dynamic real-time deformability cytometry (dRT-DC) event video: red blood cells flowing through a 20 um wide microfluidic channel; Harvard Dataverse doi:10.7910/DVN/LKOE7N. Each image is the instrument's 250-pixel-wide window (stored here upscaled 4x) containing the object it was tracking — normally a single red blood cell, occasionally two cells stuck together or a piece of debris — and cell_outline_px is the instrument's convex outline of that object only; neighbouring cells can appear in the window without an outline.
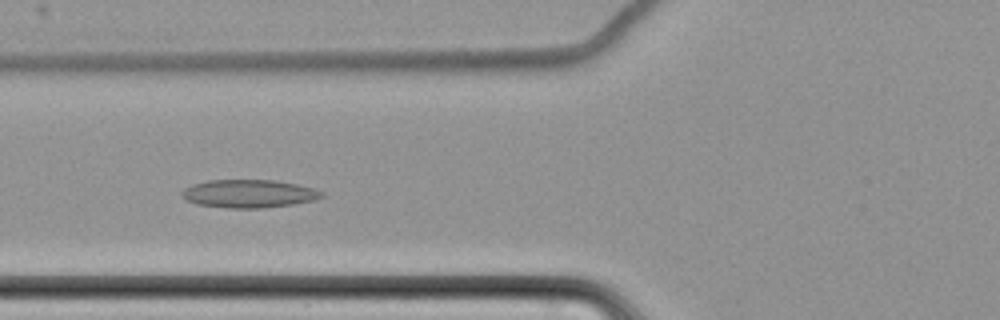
{"species": "common noctule bat (a hibernating species)", "species_latin": "Nyctalus noctula", "temperature_condition": "cold", "stored_images_in_passage": 8, "camera_frame_rate_fps": 3000, "um_per_image_px": 0.085, "animal": {"sex": "female", "body_mass_g": 22.7, "forearm_length_mm": 54.2}, "frame": {"image": 1, "passage_image": 7, "time_ms": 6.667, "image_size_px": [1000, 320], "cell_outline_px": [[324, 196], [312, 200], [292, 204], [260, 208], [228, 208], [196, 204], [184, 200], [180, 196], [180, 192], [184, 188], [192, 184], [208, 180], [276, 180], [296, 184], [312, 188], [324, 192]], "centroid_in_image_um": [21.08, 16.46], "position_along_channel_um": 104.7, "area_um2": 22.95}}
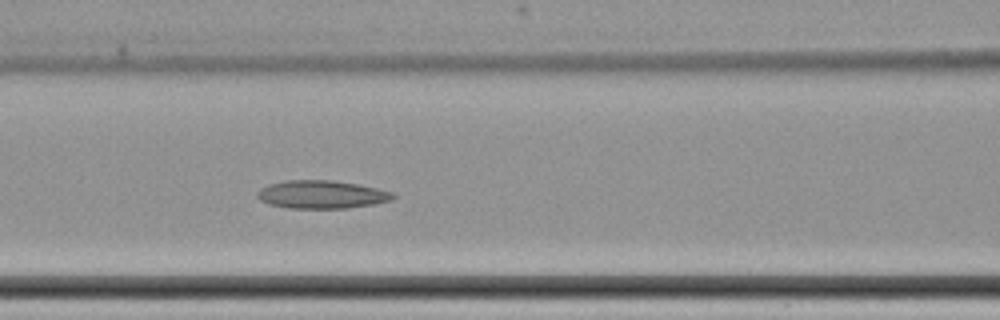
{"frame": {"image": 2, "passage_image": 8, "time_ms": 7.667, "image_size_px": [1000, 320], "cell_outline_px": [[396, 196], [392, 200], [372, 204], [348, 208], [288, 208], [268, 204], [260, 200], [256, 196], [256, 192], [260, 188], [268, 184], [288, 180], [332, 180], [356, 184], [396, 192]], "centroid_in_image_um": [27.33, 16.53], "position_along_channel_um": 139.3, "area_um2": 22.31}}